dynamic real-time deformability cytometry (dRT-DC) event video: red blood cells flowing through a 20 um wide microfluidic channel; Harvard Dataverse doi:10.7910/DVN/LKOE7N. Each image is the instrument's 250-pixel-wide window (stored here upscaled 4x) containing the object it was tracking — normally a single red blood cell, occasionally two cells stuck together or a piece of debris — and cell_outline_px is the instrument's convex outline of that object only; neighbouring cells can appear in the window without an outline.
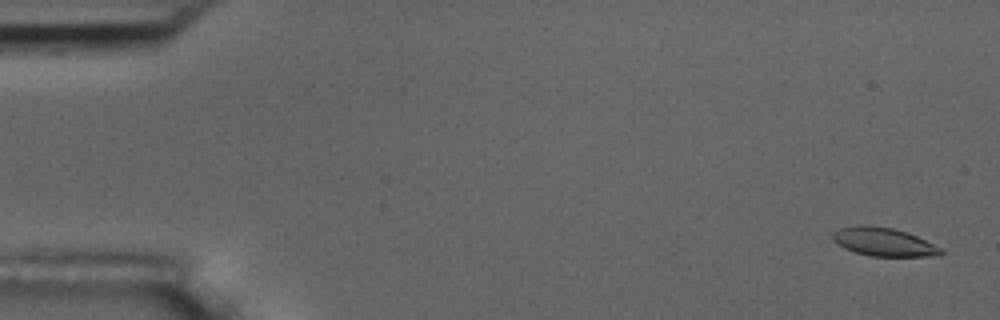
{"species": "common noctule bat (a hibernating species)", "species_latin": "Nyctalus noctula", "temperature_condition": "room temperature", "stored_images_in_passage": 5, "camera_frame_rate_fps": 3000, "um_per_image_px": 0.085, "animal": {"sex": "male", "body_mass_g": 17.5, "forearm_length_mm": 52.3}, "frame": {"image": 1, "passage_image": 1, "time_ms": 0.0, "image_size_px": [1000, 320], "cell_outline_px": [[944, 252], [932, 256], [868, 256], [844, 248], [836, 244], [832, 240], [832, 232], [840, 228], [856, 224], [868, 224], [892, 228], [908, 232], [944, 248]], "centroid_in_image_um": [75.09, 20.54], "position_along_channel_um": 9.9, "area_um2": 18.26}}
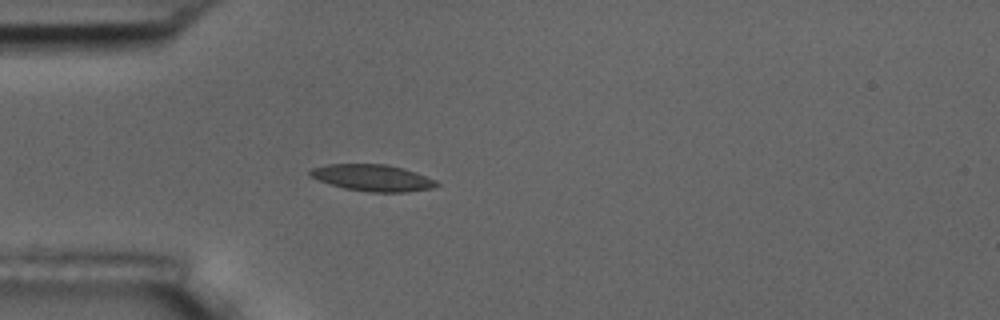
{"frame": {"image": 2, "passage_image": 5, "time_ms": 4.667, "image_size_px": [1000, 320], "cell_outline_px": [[440, 184], [432, 188], [408, 192], [368, 192], [344, 188], [308, 176], [308, 172], [312, 168], [328, 164], [388, 164], [404, 168], [416, 172], [436, 180]], "centroid_in_image_um": [31.69, 15.11], "position_along_channel_um": 53.3, "area_um2": 19.65}}